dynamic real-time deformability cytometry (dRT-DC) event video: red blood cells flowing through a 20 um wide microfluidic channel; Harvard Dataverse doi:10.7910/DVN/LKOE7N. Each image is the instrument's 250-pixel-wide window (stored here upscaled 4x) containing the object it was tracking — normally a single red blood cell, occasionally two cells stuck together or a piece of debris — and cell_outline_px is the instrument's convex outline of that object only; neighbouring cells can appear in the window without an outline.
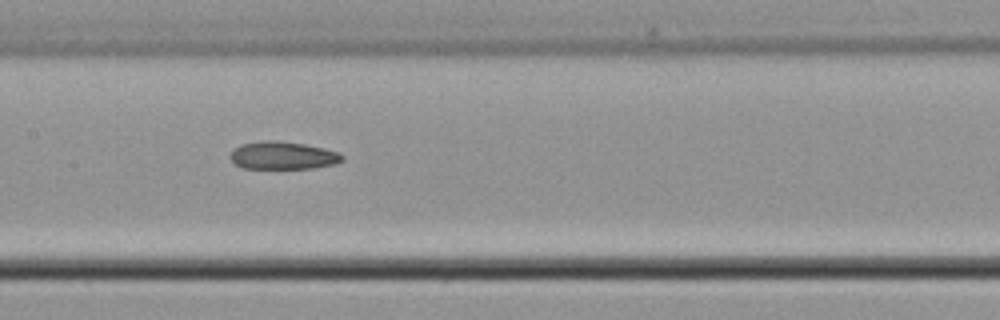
{"species": "common noctule bat (a hibernating species)", "species_latin": "Nyctalus noctula", "temperature_condition": "cold", "stored_images_in_passage": 8, "camera_frame_rate_fps": 3000, "um_per_image_px": 0.085, "animal": {"sex": "male", "body_mass_g": 21.5, "forearm_length_mm": 52.0}, "frame": {"image": 1, "passage_image": 7, "time_ms": 8.333, "image_size_px": [1000, 320], "cell_outline_px": [[344, 160], [336, 164], [312, 168], [244, 168], [236, 164], [232, 160], [232, 148], [240, 144], [264, 140], [276, 140], [304, 144], [324, 148], [340, 152], [344, 156]], "centroid_in_image_um": [24.08, 13.2], "position_along_channel_um": 183.3, "area_um2": 18.15}}
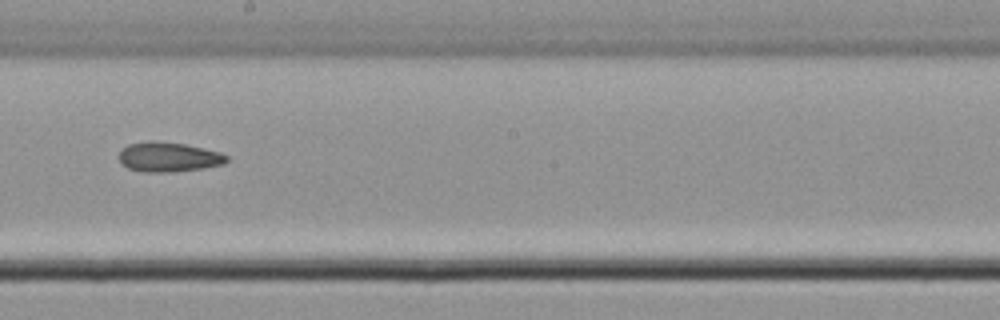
{"frame": {"image": 2, "passage_image": 8, "time_ms": 9.667, "image_size_px": [1000, 320], "cell_outline_px": [[228, 160], [224, 164], [204, 168], [168, 172], [144, 172], [128, 168], [120, 164], [116, 156], [120, 148], [128, 144], [148, 140], [156, 140], [184, 144], [204, 148], [220, 152], [228, 156]], "centroid_in_image_um": [14.25, 13.33], "position_along_channel_um": 233.9, "area_um2": 19.07}}